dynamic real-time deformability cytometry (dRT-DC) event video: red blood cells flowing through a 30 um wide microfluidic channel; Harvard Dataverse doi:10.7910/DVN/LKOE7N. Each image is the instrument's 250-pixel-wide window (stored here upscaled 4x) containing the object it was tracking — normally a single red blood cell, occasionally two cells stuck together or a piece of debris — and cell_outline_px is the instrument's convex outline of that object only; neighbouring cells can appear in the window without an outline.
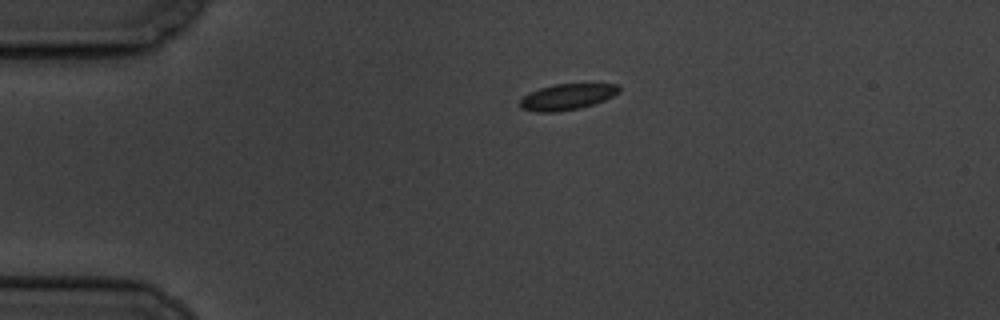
{"species": "common noctule bat (a hibernating species)", "species_latin": "Nyctalus noctula", "temperature_condition": "cold", "stored_images_in_passage": 3, "camera_frame_rate_fps": 3000, "um_per_image_px": 0.085, "animal": {"sex": "male", "body_mass_g": 19.5, "forearm_length_mm": 54.6}, "frame": {"image": 1, "passage_image": 1, "time_ms": 0.0, "image_size_px": [1000, 320], "cell_outline_px": [[620, 92], [604, 100], [580, 108], [556, 112], [536, 112], [520, 108], [520, 100], [528, 92], [552, 84], [620, 84]], "centroid_in_image_um": [48.19, 8.23], "position_along_channel_um": 36.8, "area_um2": 15.03}}
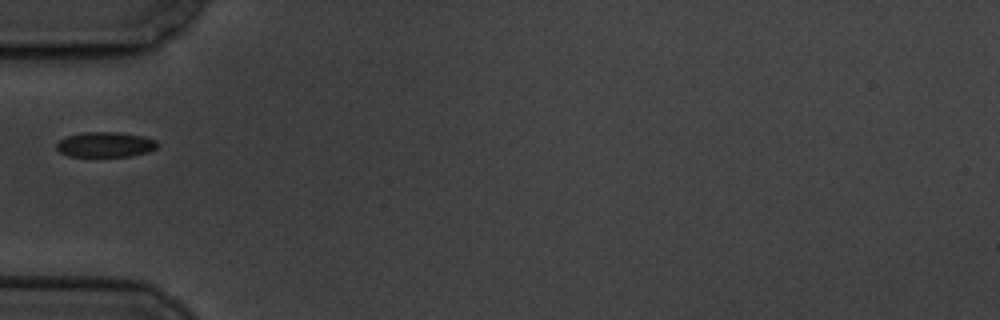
{"frame": {"image": 2, "passage_image": 3, "time_ms": 2.333, "image_size_px": [1000, 320], "cell_outline_px": [[160, 144], [156, 148], [148, 152], [128, 156], [68, 156], [60, 152], [56, 148], [56, 144], [60, 140], [68, 136], [84, 132], [120, 132], [144, 136], [156, 140]], "centroid_in_image_um": [8.98, 12.28], "position_along_channel_um": 76.0, "area_um2": 14.8}}